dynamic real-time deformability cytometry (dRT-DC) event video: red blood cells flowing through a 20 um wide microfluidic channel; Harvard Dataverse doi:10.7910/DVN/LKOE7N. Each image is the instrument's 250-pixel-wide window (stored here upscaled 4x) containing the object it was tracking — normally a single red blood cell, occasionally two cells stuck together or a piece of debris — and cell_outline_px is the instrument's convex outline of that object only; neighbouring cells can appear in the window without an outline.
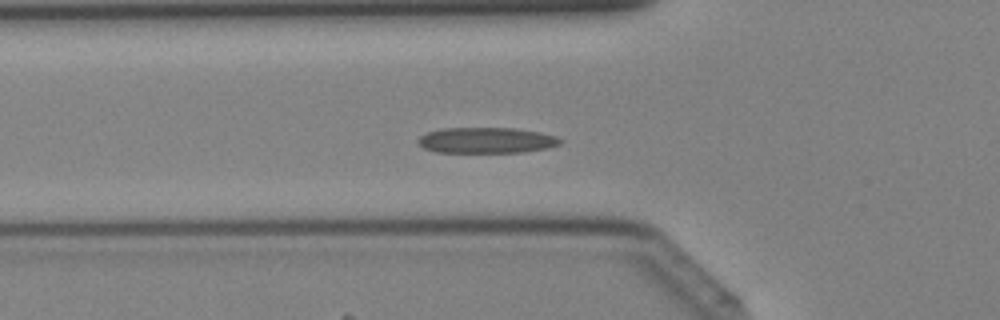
{"species": "Egyptian fruit bat (a non-hibernating species)", "species_latin": "Rousettus aegyptiacus", "temperature_condition": "cold", "stored_images_in_passage": 43, "camera_frame_rate_fps": 3000, "um_per_image_px": 0.085, "animal": {"sex": "female"}, "frame": {"image": 1, "passage_image": 15, "time_ms": 4.667, "image_size_px": [1000, 320], "cell_outline_px": [[564, 140], [560, 144], [548, 148], [524, 152], [436, 152], [424, 148], [416, 140], [420, 136], [428, 132], [444, 128], [516, 128], [540, 132], [556, 136]], "centroid_in_image_um": [41.38, 11.92], "position_along_channel_um": 84.4, "area_um2": 21.39}}
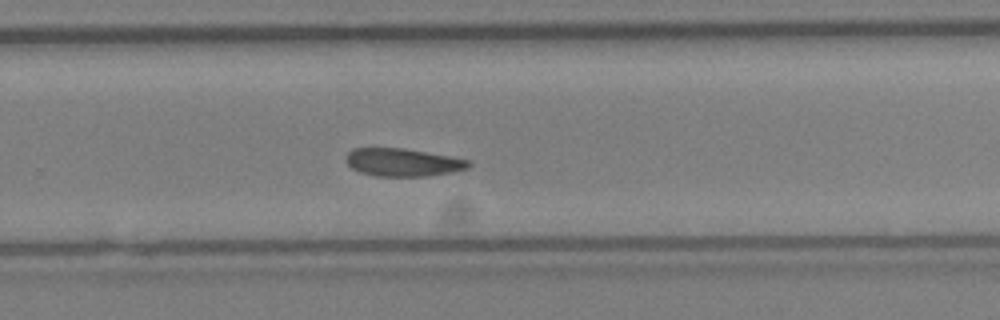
{"frame": {"image": 2, "passage_image": 28, "time_ms": 9.0, "image_size_px": [1000, 320], "cell_outline_px": [[472, 164], [468, 168], [452, 172], [428, 176], [376, 176], [360, 172], [352, 168], [344, 160], [348, 152], [352, 148], [404, 148], [452, 156], [472, 160]], "centroid_in_image_um": [34.27, 13.79], "position_along_channel_um": 295.5, "area_um2": 20.17}}
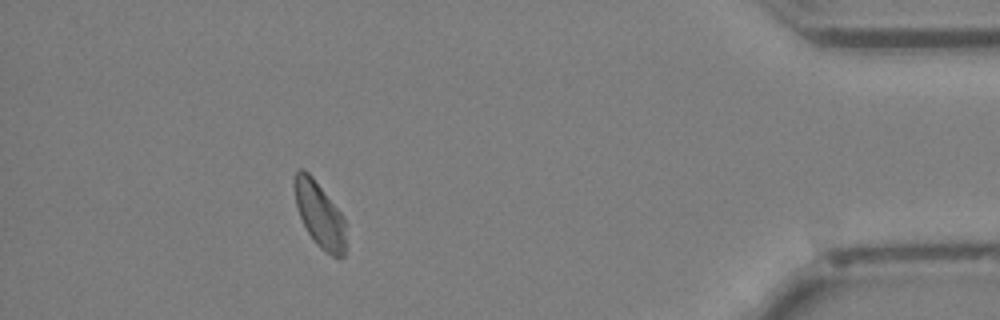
{"frame": {"image": 3, "passage_image": 38, "time_ms": 12.333, "image_size_px": [1000, 320], "cell_outline_px": [[344, 256], [332, 256], [320, 248], [316, 244], [308, 232], [300, 216], [296, 204], [292, 184], [292, 180], [296, 172], [300, 168], [304, 168], [312, 176], [344, 216]], "centroid_in_image_um": [27.12, 18.18], "position_along_channel_um": 408.1, "area_um2": 19.42}}